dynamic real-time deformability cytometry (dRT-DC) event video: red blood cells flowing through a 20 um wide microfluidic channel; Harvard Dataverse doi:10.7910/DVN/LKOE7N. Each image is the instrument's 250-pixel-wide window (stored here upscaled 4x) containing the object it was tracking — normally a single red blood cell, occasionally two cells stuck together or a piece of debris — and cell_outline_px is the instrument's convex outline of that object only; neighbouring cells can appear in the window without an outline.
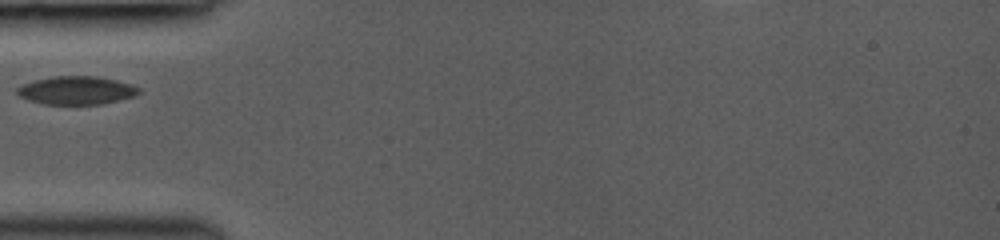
{"species": "common noctule bat (a hibernating species)", "species_latin": "Nyctalus noctula", "temperature_condition": "room temperature", "stored_images_in_passage": 26, "camera_frame_rate_fps": 3000, "um_per_image_px": 0.085, "animal": {"sex": "female", "body_mass_g": 19.0, "forearm_length_mm": 53.3}, "frame": {"image": 1, "passage_image": 1, "time_ms": 0.0, "image_size_px": [1000, 240], "cell_outline_px": [[140, 92], [136, 96], [100, 104], [44, 104], [28, 100], [20, 96], [16, 92], [16, 88], [32, 80], [52, 76], [96, 76], [116, 80], [132, 84], [140, 88]], "centroid_in_image_um": [6.5, 7.67], "position_along_channel_um": 78.5, "area_um2": 20.11}}
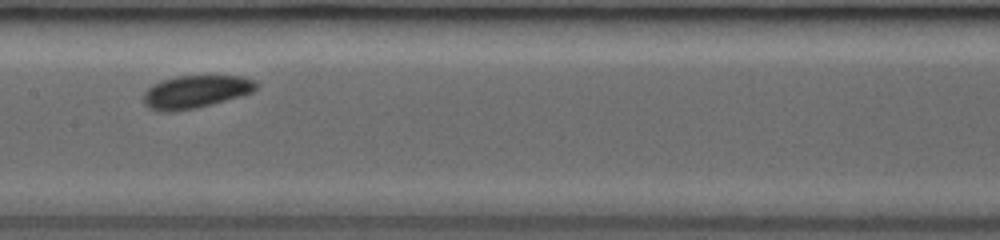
{"frame": {"image": 2, "passage_image": 9, "time_ms": 2.667, "image_size_px": [1000, 240], "cell_outline_px": [[256, 88], [252, 92], [240, 96], [212, 104], [196, 108], [172, 112], [160, 112], [148, 108], [144, 104], [144, 92], [152, 84], [160, 80], [176, 76], [244, 76], [256, 80]], "centroid_in_image_um": [16.59, 7.8], "position_along_channel_um": 190.8, "area_um2": 21.68}}
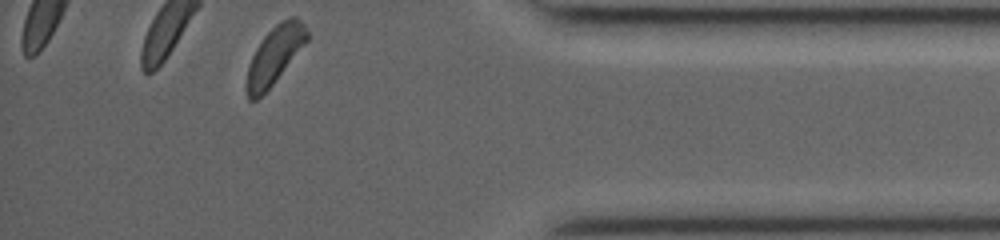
{"frame": {"image": 3, "passage_image": 26, "time_ms": 8.333, "image_size_px": [1000, 240], "cell_outline_px": [[308, 40], [272, 84], [256, 100], [248, 100], [244, 88], [244, 84], [248, 64], [256, 48], [264, 36], [276, 24], [288, 16], [296, 16], [304, 24], [308, 32]], "centroid_in_image_um": [23.3, 4.7], "position_along_channel_um": 411.9, "area_um2": 20.23}}